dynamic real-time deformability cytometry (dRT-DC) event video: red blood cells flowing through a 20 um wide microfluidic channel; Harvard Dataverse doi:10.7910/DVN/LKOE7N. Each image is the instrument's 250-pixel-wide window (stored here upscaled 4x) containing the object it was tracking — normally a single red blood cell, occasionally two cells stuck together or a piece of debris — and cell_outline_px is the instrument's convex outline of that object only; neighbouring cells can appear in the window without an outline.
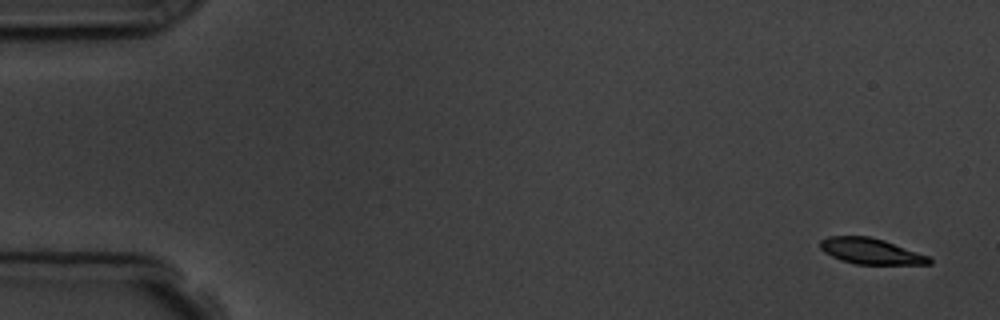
{"species": "common noctule bat (a hibernating species)", "species_latin": "Nyctalus noctula", "temperature_condition": "room temperature", "stored_images_in_passage": 5, "camera_frame_rate_fps": 3000, "um_per_image_px": 0.085, "animal": {"sex": "male", "body_mass_g": 19.5, "forearm_length_mm": 54.6}, "frame": {"image": 1, "passage_image": 1, "time_ms": 0.0, "image_size_px": [1000, 320], "cell_outline_px": [[932, 264], [856, 264], [840, 260], [824, 252], [820, 248], [820, 240], [828, 236], [868, 236], [884, 240], [928, 256], [932, 260]], "centroid_in_image_um": [73.99, 21.35], "position_along_channel_um": 11.0, "area_um2": 16.3}}
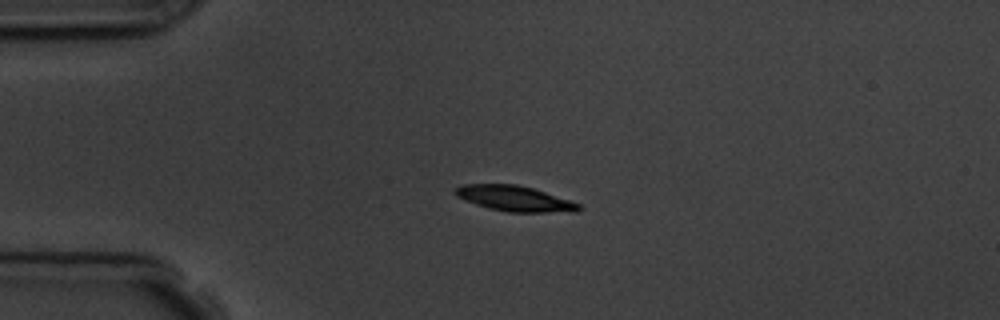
{"frame": {"image": 2, "passage_image": 4, "time_ms": 3.667, "image_size_px": [1000, 320], "cell_outline_px": [[584, 208], [576, 212], [508, 212], [488, 208], [464, 200], [456, 196], [452, 192], [460, 184], [516, 184], [532, 188], [580, 204]], "centroid_in_image_um": [43.72, 16.88], "position_along_channel_um": 41.3, "area_um2": 18.32}}